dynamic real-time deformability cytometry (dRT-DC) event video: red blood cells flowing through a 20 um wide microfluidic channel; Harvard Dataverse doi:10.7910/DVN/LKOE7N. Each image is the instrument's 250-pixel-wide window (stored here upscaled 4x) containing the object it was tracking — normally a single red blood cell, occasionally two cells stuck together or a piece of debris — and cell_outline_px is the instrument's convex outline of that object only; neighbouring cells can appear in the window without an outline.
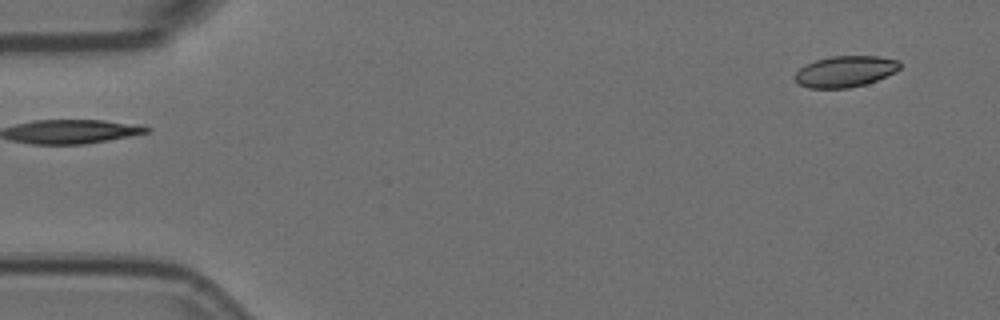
{"species": "Egyptian fruit bat (a non-hibernating species)", "species_latin": "Rousettus aegyptiacus", "temperature_condition": "room temperature", "stored_images_in_passage": 2, "camera_frame_rate_fps": 3000, "um_per_image_px": 0.085, "animal": {"sex": "female"}, "frame": {"image": 1, "passage_image": 2, "time_ms": 0.333, "image_size_px": [1000, 320], "cell_outline_px": [[900, 68], [896, 72], [876, 80], [864, 84], [848, 88], [808, 88], [800, 84], [792, 76], [800, 68], [816, 60], [832, 56], [880, 56], [900, 60]], "centroid_in_image_um": [71.86, 6.07], "position_along_channel_um": 13.1, "area_um2": 19.02}}